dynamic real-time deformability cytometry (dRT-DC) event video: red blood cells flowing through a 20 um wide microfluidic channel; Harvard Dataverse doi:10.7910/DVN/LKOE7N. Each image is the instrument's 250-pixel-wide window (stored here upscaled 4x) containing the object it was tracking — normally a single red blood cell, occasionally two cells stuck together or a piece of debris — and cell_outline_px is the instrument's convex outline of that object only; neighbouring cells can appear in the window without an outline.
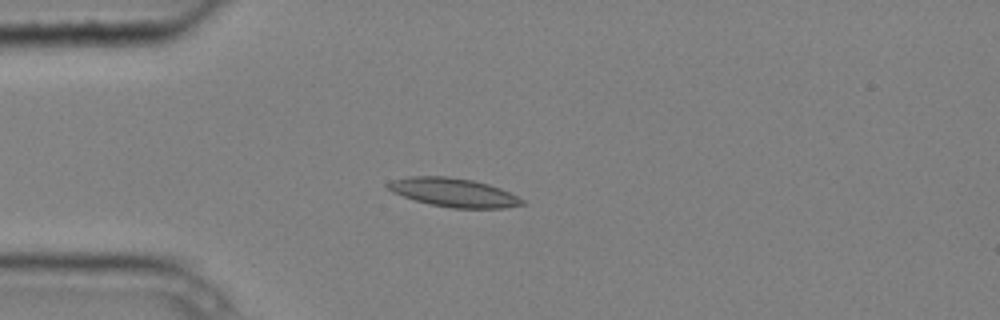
{"species": "common noctule bat (a hibernating species)", "species_latin": "Nyctalus noctula", "temperature_condition": "cold", "stored_images_in_passage": 4, "camera_frame_rate_fps": 3000, "um_per_image_px": 0.085, "animal": {"sex": "male", "body_mass_g": 20.4}, "frame": {"image": 1, "passage_image": 4, "time_ms": 1.0, "image_size_px": [1000, 320], "cell_outline_px": [[524, 204], [504, 208], [452, 208], [432, 204], [416, 200], [392, 192], [384, 184], [392, 180], [408, 176], [444, 176], [472, 180], [488, 184], [500, 188], [524, 200]], "centroid_in_image_um": [38.53, 16.35], "position_along_channel_um": 46.5, "area_um2": 22.2}}